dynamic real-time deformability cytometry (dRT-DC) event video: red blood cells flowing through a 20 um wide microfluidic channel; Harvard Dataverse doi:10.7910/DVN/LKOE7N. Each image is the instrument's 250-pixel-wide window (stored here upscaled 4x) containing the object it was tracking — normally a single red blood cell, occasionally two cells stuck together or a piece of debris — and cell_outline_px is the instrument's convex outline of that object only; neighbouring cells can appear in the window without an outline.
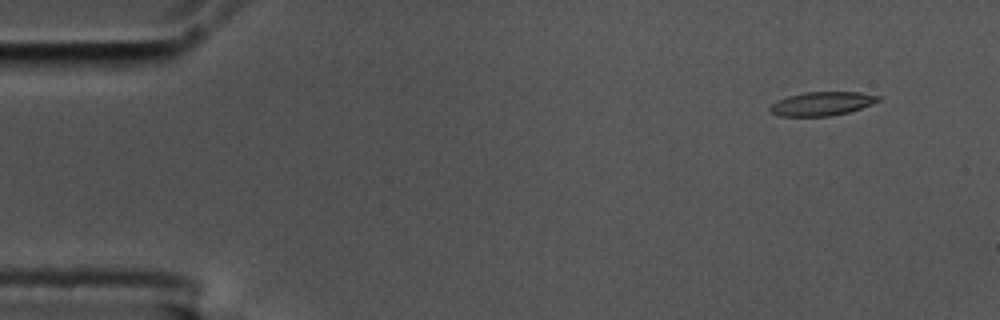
{"species": "common noctule bat (a hibernating species)", "species_latin": "Nyctalus noctula", "temperature_condition": "cold", "stored_images_in_passage": 52, "camera_frame_rate_fps": 3000, "um_per_image_px": 0.085, "animal": {"sex": "male", "body_mass_g": 17.5, "forearm_length_mm": 52.3}, "frame": {"image": 1, "passage_image": 1, "time_ms": 0.0, "image_size_px": [1000, 320], "cell_outline_px": [[880, 100], [872, 104], [848, 112], [828, 116], [780, 116], [772, 112], [768, 108], [776, 100], [788, 96], [804, 92], [860, 92], [880, 96]], "centroid_in_image_um": [69.85, 8.8], "position_along_channel_um": 15.2, "area_um2": 14.91}}
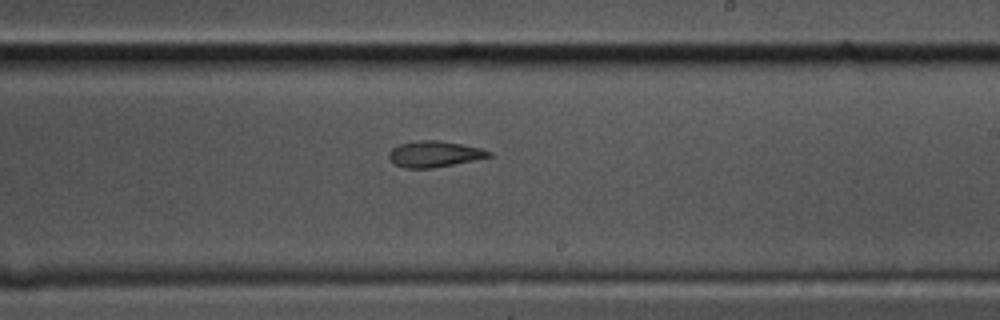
{"frame": {"image": 2, "passage_image": 29, "time_ms": 9.333, "image_size_px": [1000, 320], "cell_outline_px": [[492, 156], [432, 168], [404, 168], [396, 164], [388, 156], [388, 152], [392, 148], [400, 144], [416, 140], [440, 140], [480, 148], [492, 152]], "centroid_in_image_um": [36.89, 13.08], "position_along_channel_um": 252.1, "area_um2": 14.97}}
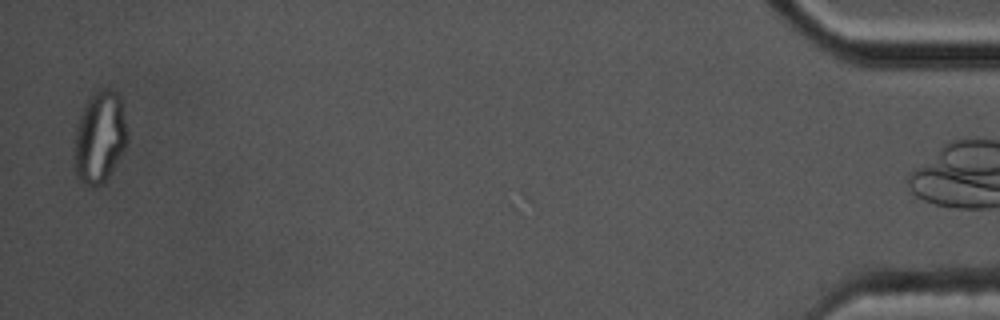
{"frame": {"image": 3, "passage_image": 51, "time_ms": 16.667, "image_size_px": [1000, 320], "cell_outline_px": [[128, 140], [124, 148], [104, 184], [92, 188], [84, 184], [76, 176], [72, 164], [76, 128], [84, 108], [88, 100], [100, 88], [112, 88], [120, 96], [128, 136]], "centroid_in_image_um": [8.45, 11.71], "position_along_channel_um": 426.7, "area_um2": 28.5}, "authors_computed_cell_mechanics": {"area_um2": 15.6349, "velocity_mm_per_s": 3.618, "shape_relaxation_time_tau1_ms": null, "shape_relaxation_time_tau2_ms": 3.1506, "deformation_change_tau1": null, "deformation_change_tau2": 0.1033}}